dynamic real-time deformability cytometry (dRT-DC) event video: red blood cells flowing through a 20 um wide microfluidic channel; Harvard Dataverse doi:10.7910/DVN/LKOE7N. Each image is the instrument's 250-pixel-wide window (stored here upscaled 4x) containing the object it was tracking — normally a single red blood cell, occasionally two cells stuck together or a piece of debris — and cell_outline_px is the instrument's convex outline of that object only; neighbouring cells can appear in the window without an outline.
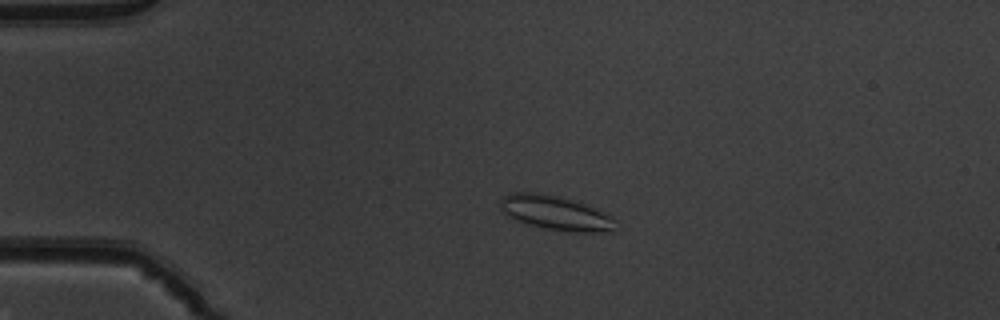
{"species": "common noctule bat (a hibernating species)", "species_latin": "Nyctalus noctula", "temperature_condition": "warm", "stored_images_in_passage": 41, "camera_frame_rate_fps": 3000, "um_per_image_px": 0.085, "animal": {"sex": "male", "body_mass_g": 19.5, "forearm_length_mm": 54.6}, "frame": {"image": 1, "passage_image": 1, "time_ms": 0.0, "image_size_px": [1000, 320], "cell_outline_px": [[616, 232], [572, 232], [544, 228], [512, 220], [504, 212], [500, 204], [500, 200], [508, 192], [540, 192], [576, 200], [588, 204], [612, 216], [616, 220]], "centroid_in_image_um": [47.27, 18.09], "position_along_channel_um": 37.7, "area_um2": 23.64}}
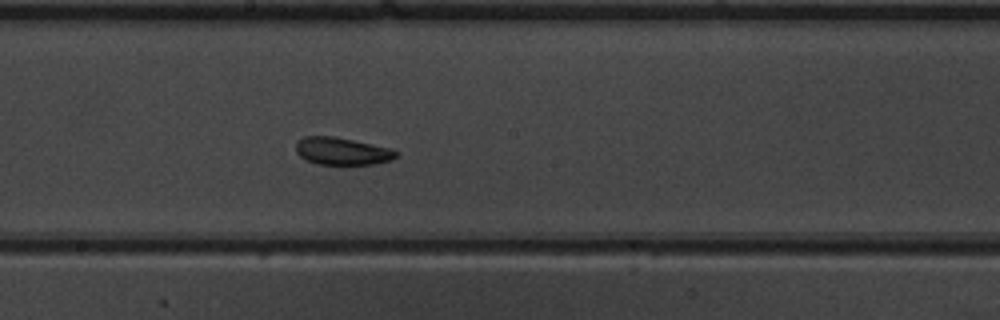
{"frame": {"image": 2, "passage_image": 18, "time_ms": 5.667, "image_size_px": [1000, 320], "cell_outline_px": [[400, 152], [392, 160], [372, 164], [316, 164], [304, 160], [296, 152], [296, 140], [304, 136], [332, 136], [352, 140], [388, 148]], "centroid_in_image_um": [29.02, 12.85], "position_along_channel_um": 219.2, "area_um2": 15.95}}
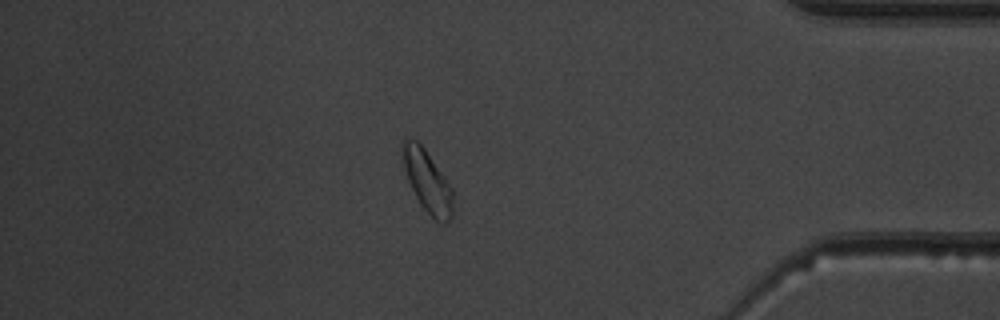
{"frame": {"image": 3, "passage_image": 34, "time_ms": 11.0, "image_size_px": [1000, 320], "cell_outline_px": [[452, 216], [444, 224], [440, 224], [420, 204], [408, 180], [404, 168], [400, 148], [400, 140], [408, 136], [416, 140], [424, 148], [452, 188]], "centroid_in_image_um": [36.28, 15.34], "position_along_channel_um": 398.9, "area_um2": 18.09}, "authors_computed_cell_mechanics": {"area_um2": 16.5308, "velocity_mm_per_s": 3.943, "shape_relaxation_time_tau1_ms": null, "shape_relaxation_time_tau2_ms": 1.596, "deformation_change_tau1": null, "deformation_change_tau2": 0.0823}}